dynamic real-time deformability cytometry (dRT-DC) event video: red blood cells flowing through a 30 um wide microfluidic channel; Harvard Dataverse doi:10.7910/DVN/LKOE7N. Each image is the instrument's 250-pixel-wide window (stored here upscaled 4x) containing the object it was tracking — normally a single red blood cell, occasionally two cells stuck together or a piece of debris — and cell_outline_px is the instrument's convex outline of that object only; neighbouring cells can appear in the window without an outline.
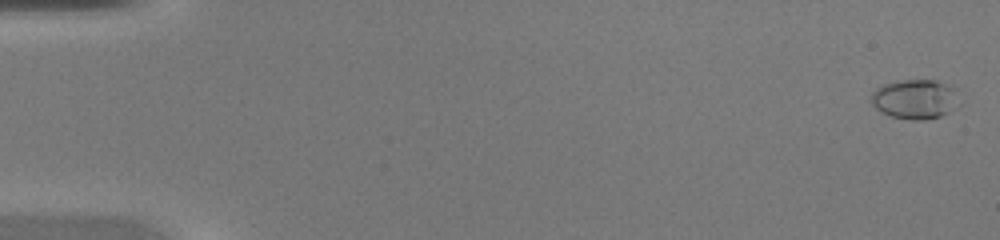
{"species": "common noctule bat (a hibernating species)", "species_latin": "Nyctalus noctula", "temperature_condition": "warm", "stored_images_in_passage": 46, "camera_frame_rate_fps": 3000, "um_per_image_px": 0.085, "animal": {"sex": "female", "body_mass_g": 20.0, "forearm_length_mm": 54.0}, "frame": {"image": 1, "passage_image": 1, "time_ms": 0.0, "image_size_px": [1000, 240], "cell_outline_px": [[956, 88], [948, 112], [940, 116], [924, 120], [912, 120], [892, 116], [876, 108], [872, 104], [872, 92], [876, 88], [884, 84], [896, 80], [936, 80]], "centroid_in_image_um": [77.68, 8.4], "position_along_channel_um": 7.3, "area_um2": 19.54}}
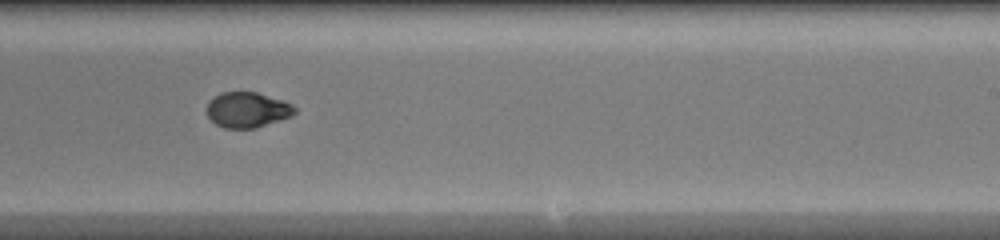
{"frame": {"image": 2, "passage_image": 29, "time_ms": 9.333, "image_size_px": [1000, 240], "cell_outline_px": [[296, 112], [292, 116], [256, 128], [224, 128], [216, 124], [208, 116], [208, 100], [220, 92], [256, 92], [284, 100], [292, 104], [296, 108]], "centroid_in_image_um": [21.04, 9.33], "position_along_channel_um": 268.0, "area_um2": 18.21}}
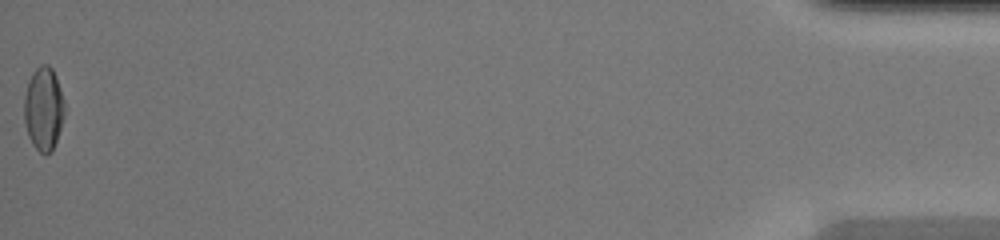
{"frame": {"image": 3, "passage_image": 46, "time_ms": 15.0, "image_size_px": [1000, 240], "cell_outline_px": [[64, 116], [52, 152], [40, 152], [32, 144], [28, 136], [24, 120], [24, 96], [28, 80], [32, 72], [40, 64], [48, 64], [52, 68], [56, 76], [64, 100]], "centroid_in_image_um": [3.69, 9.2], "position_along_channel_um": 431.5, "area_um2": 19.65}}